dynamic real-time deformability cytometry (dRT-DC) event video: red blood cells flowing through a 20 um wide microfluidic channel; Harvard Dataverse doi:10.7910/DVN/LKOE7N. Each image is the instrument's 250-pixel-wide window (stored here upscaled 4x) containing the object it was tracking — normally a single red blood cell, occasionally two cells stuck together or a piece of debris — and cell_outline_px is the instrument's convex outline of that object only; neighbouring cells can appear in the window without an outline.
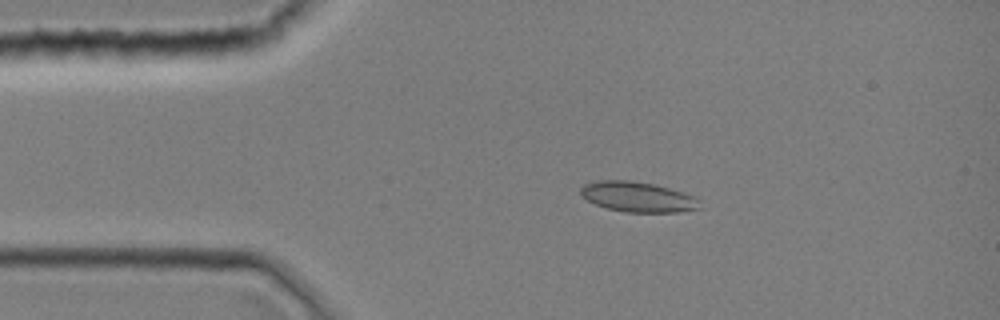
{"species": "common noctule bat (a hibernating species)", "species_latin": "Nyctalus noctula", "temperature_condition": "room temperature", "stored_images_in_passage": 1, "camera_frame_rate_fps": 3000, "um_per_image_px": 0.085, "animal": {"sex": "female", "body_mass_g": 19.0, "forearm_length_mm": 51.5}, "frame": {"image": 1, "passage_image": 1, "time_ms": 0.0, "image_size_px": [1000, 320], "cell_outline_px": [[700, 208], [676, 212], [624, 212], [608, 208], [596, 204], [580, 196], [580, 188], [584, 184], [596, 180], [628, 180], [656, 184], [696, 196], [700, 200]], "centroid_in_image_um": [54.21, 16.72], "position_along_channel_um": 30.8, "area_um2": 21.1}}